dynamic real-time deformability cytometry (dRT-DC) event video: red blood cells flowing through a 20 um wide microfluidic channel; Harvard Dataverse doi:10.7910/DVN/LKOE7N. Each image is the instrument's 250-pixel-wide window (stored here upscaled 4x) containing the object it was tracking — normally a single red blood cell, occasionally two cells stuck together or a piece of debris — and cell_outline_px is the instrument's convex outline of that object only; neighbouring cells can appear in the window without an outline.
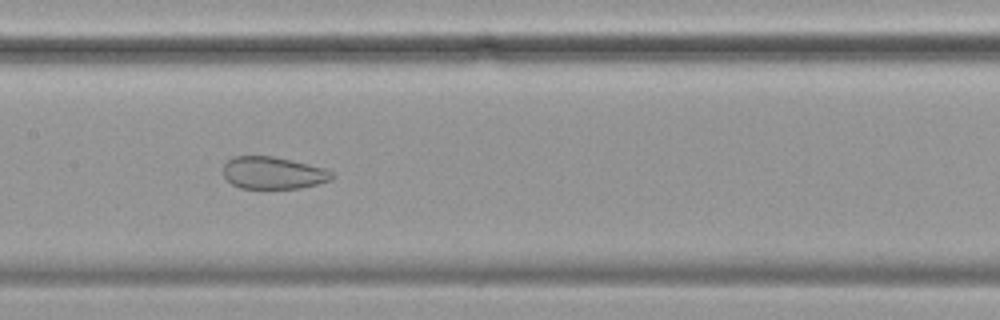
{"species": "common noctule bat (a hibernating species)", "species_latin": "Nyctalus noctula", "temperature_condition": "cold", "stored_images_in_passage": 46, "camera_frame_rate_fps": 3000, "um_per_image_px": 0.085, "animal": {"sex": "female", "body_mass_g": 19.9}, "frame": {"image": 1, "passage_image": 27, "time_ms": 8.667, "image_size_px": [1000, 320], "cell_outline_px": [[336, 176], [332, 180], [300, 188], [240, 188], [232, 184], [224, 176], [224, 164], [228, 160], [236, 156], [272, 156], [308, 164], [324, 168], [332, 172]], "centroid_in_image_um": [23.23, 14.7], "position_along_channel_um": 184.2, "area_um2": 20.29}, "authors_computed_cell_mechanics": {"area_um2": 28.2931, "velocity_mm_per_s": 3.4642, "shape_relaxation_time_tau1_ms": null, "shape_relaxation_time_tau2_ms": 1.2605, "deformation_change_tau1": null, "deformation_change_tau2": 0.0676}}